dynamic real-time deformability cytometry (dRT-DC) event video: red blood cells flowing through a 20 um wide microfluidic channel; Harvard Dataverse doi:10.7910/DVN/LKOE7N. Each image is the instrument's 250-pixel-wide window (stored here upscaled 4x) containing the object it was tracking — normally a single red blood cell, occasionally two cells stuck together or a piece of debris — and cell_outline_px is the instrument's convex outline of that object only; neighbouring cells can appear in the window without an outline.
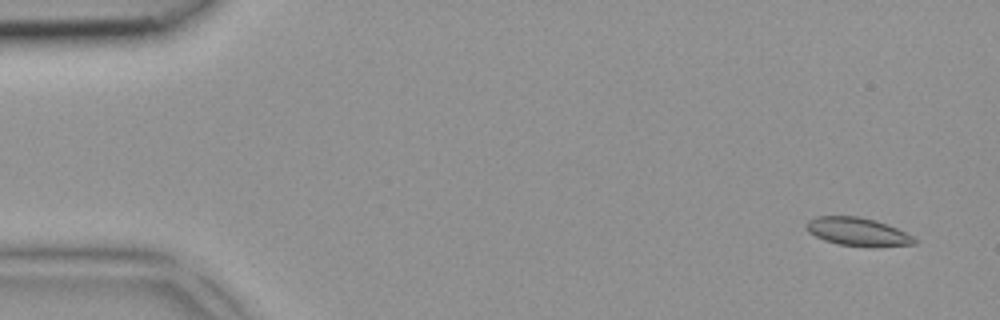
{"species": "common noctule bat (a hibernating species)", "species_latin": "Nyctalus noctula", "temperature_condition": "room temperature", "stored_images_in_passage": 4, "camera_frame_rate_fps": 3000, "um_per_image_px": 0.085, "animal": {"sex": "female", "body_mass_g": 18.4}, "frame": {"image": 1, "passage_image": 1, "time_ms": 0.0, "image_size_px": [1000, 320], "cell_outline_px": [[916, 244], [836, 244], [824, 240], [808, 232], [804, 228], [804, 224], [808, 220], [816, 216], [856, 216], [876, 220], [896, 228], [912, 236], [916, 240]], "centroid_in_image_um": [72.76, 19.63], "position_along_channel_um": 12.2, "area_um2": 16.94}}
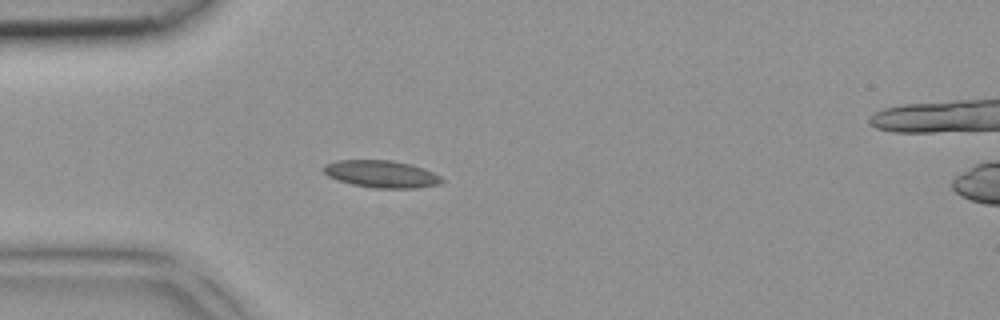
{"frame": {"image": 2, "passage_image": 4, "time_ms": 1.0, "image_size_px": [1000, 320], "cell_outline_px": [[444, 180], [440, 184], [416, 188], [376, 188], [352, 184], [336, 180], [328, 176], [320, 168], [324, 164], [336, 160], [392, 160], [412, 164], [424, 168], [440, 176]], "centroid_in_image_um": [32.39, 14.78], "position_along_channel_um": 52.6, "area_um2": 18.96}}